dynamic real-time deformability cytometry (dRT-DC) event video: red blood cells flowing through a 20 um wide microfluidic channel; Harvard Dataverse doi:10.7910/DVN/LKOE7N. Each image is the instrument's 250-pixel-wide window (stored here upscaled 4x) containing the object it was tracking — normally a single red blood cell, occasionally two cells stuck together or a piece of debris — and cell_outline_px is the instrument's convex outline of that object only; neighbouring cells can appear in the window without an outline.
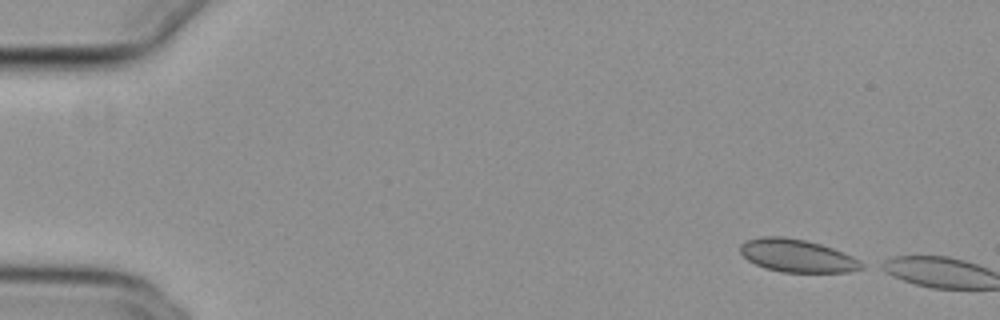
{"species": "common noctule bat (a hibernating species)", "species_latin": "Nyctalus noctula", "temperature_condition": "cold", "stored_images_in_passage": 3, "camera_frame_rate_fps": 3000, "um_per_image_px": 0.085, "animal": {"sex": "female", "body_mass_g": 29.2, "forearm_length_mm": 56.3}, "frame": {"image": 1, "passage_image": 1, "time_ms": 0.0, "image_size_px": [1000, 320], "cell_outline_px": [[868, 264], [864, 268], [852, 272], [780, 272], [764, 268], [748, 260], [740, 252], [740, 244], [744, 240], [760, 236], [784, 236], [804, 240], [820, 244], [844, 252]], "centroid_in_image_um": [67.78, 21.74], "position_along_channel_um": 17.2, "area_um2": 23.58}}